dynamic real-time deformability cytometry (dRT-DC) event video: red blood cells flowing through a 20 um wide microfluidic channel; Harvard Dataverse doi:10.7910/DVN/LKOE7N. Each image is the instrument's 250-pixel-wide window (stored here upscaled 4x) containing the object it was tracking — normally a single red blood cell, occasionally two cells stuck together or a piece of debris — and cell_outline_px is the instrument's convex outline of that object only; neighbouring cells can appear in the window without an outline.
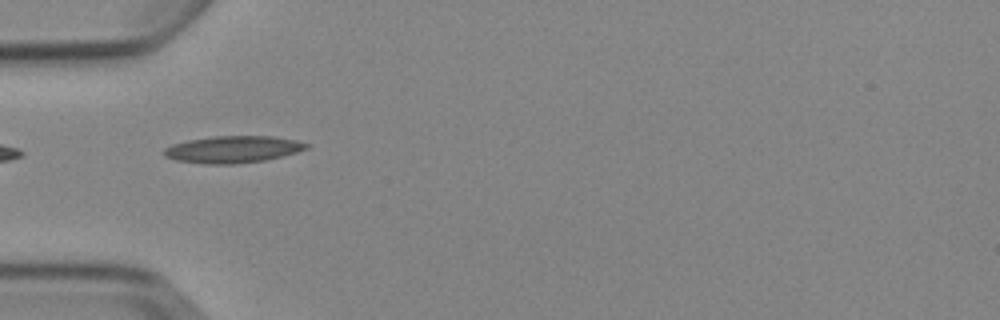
{"species": "Egyptian fruit bat (a non-hibernating species)", "species_latin": "Rousettus aegyptiacus", "temperature_condition": "cold", "stored_images_in_passage": 3, "camera_frame_rate_fps": 3000, "um_per_image_px": 0.085, "animal": {"sex": "female"}, "frame": {"image": 1, "passage_image": 1, "time_ms": 0.0, "image_size_px": [1000, 320], "cell_outline_px": [[312, 144], [308, 148], [296, 152], [264, 160], [236, 164], [204, 164], [176, 160], [164, 156], [160, 152], [164, 148], [172, 144], [188, 140], [212, 136], [272, 136], [296, 140]], "centroid_in_image_um": [19.76, 12.69], "position_along_channel_um": 65.2, "area_um2": 22.48}}
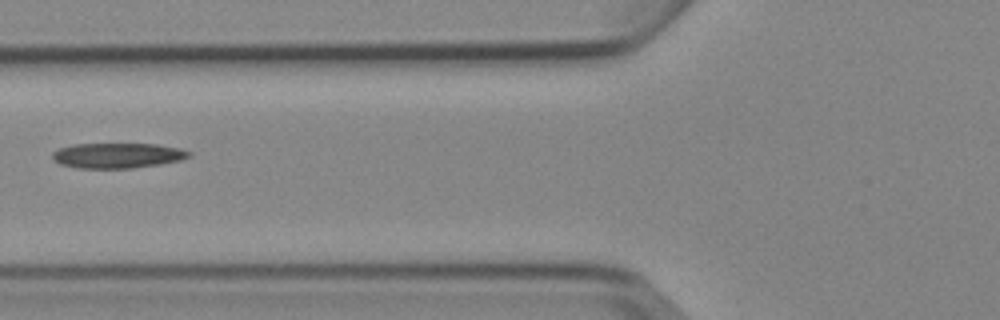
{"frame": {"image": 2, "passage_image": 2, "time_ms": 1.333, "image_size_px": [1000, 320], "cell_outline_px": [[192, 156], [180, 160], [160, 164], [132, 168], [80, 168], [60, 164], [52, 160], [52, 152], [56, 148], [72, 144], [156, 144], [180, 148], [192, 152]], "centroid_in_image_um": [9.97, 13.21], "position_along_channel_um": 115.8, "area_um2": 20.23}}
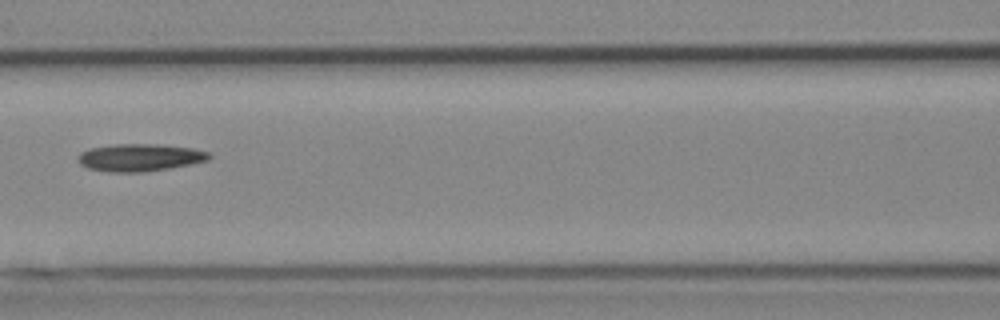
{"frame": {"image": 3, "passage_image": 3, "time_ms": 2.333, "image_size_px": [1000, 320], "cell_outline_px": [[212, 156], [208, 160], [192, 164], [144, 172], [108, 172], [88, 168], [80, 164], [76, 160], [76, 156], [80, 152], [88, 148], [116, 144], [156, 144], [192, 148], [208, 152]], "centroid_in_image_um": [11.84, 13.39], "position_along_channel_um": 154.8, "area_um2": 21.1}}